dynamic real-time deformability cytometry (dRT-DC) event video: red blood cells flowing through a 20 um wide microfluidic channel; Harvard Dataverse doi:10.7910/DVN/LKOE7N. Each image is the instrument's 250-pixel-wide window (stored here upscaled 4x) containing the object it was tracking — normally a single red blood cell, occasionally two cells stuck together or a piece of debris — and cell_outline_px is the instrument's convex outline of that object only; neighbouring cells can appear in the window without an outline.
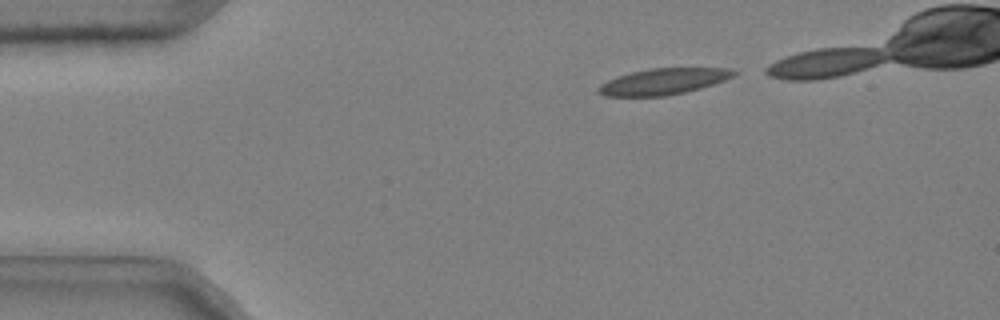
{"species": "common noctule bat (a hibernating species)", "species_latin": "Nyctalus noctula", "temperature_condition": "cold", "stored_images_in_passage": 38, "camera_frame_rate_fps": 3000, "um_per_image_px": 0.085, "animal": {"sex": "male", "body_mass_g": 20.4}, "frame": {"image": 1, "passage_image": 3, "time_ms": 0.667, "image_size_px": [1000, 320], "cell_outline_px": [[736, 72], [732, 76], [724, 80], [700, 88], [684, 92], [664, 96], [604, 96], [596, 92], [596, 88], [600, 84], [616, 76], [632, 72], [652, 68], [728, 68]], "centroid_in_image_um": [56.3, 6.93], "position_along_channel_um": 28.7, "area_um2": 20.46}}
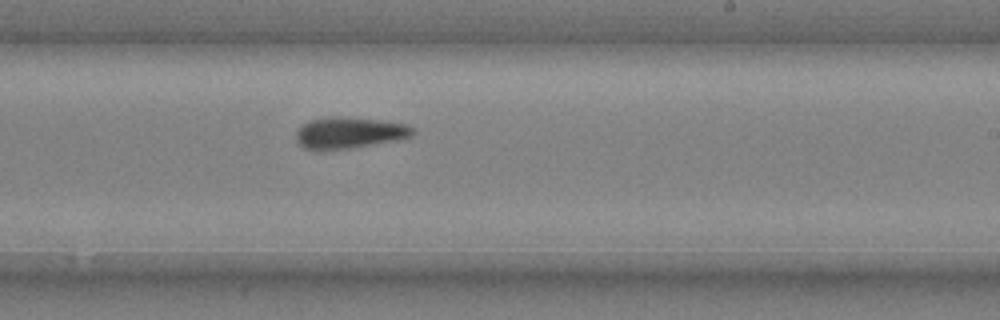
{"frame": {"image": 2, "passage_image": 26, "time_ms": 8.333, "image_size_px": [1000, 320], "cell_outline_px": [[416, 132], [412, 136], [404, 140], [352, 148], [320, 152], [304, 148], [296, 140], [296, 132], [304, 124], [312, 120], [332, 116], [340, 116], [384, 120], [408, 124], [416, 128]], "centroid_in_image_um": [29.78, 11.31], "position_along_channel_um": 259.2, "area_um2": 22.14}}
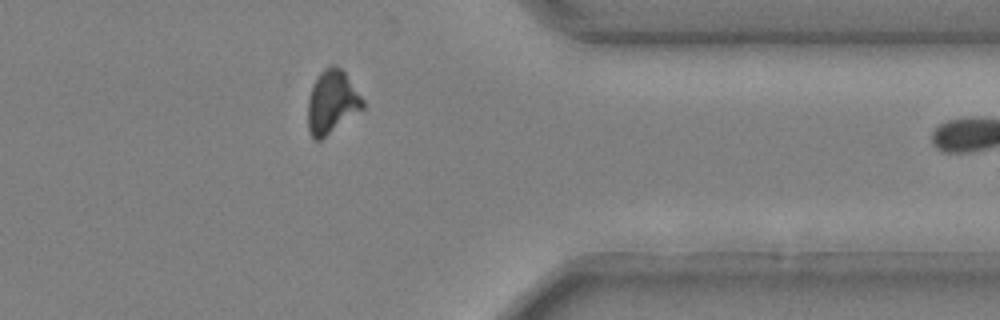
{"frame": {"image": 3, "passage_image": 37, "time_ms": 12.0, "image_size_px": [1000, 320], "cell_outline_px": [[364, 108], [320, 140], [316, 140], [312, 136], [308, 128], [308, 96], [312, 84], [320, 72], [328, 64], [336, 64], [344, 72], [364, 100]], "centroid_in_image_um": [28.2, 8.64], "position_along_channel_um": 383.2, "area_um2": 20.17}}